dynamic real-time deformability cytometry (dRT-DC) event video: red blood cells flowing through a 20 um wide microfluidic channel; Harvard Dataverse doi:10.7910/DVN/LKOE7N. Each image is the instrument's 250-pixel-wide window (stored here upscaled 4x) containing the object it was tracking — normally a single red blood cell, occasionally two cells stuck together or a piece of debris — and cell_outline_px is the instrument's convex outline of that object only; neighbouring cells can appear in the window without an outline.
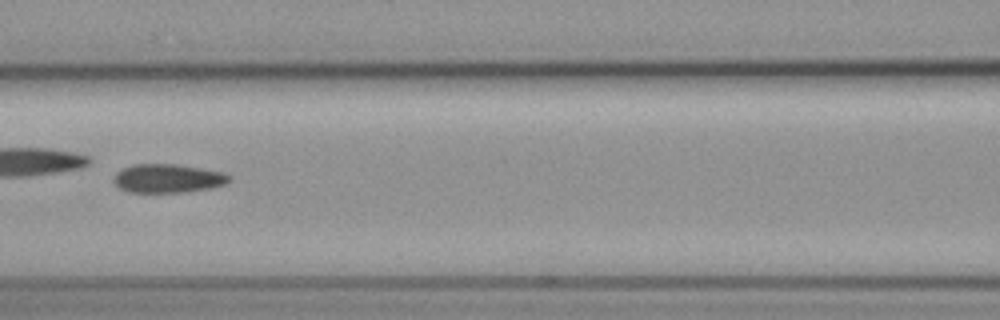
{"species": "common noctule bat (a hibernating species)", "species_latin": "Nyctalus noctula", "temperature_condition": "cold", "stored_images_in_passage": 56, "camera_frame_rate_fps": 3000, "um_per_image_px": 0.085, "animal": {"sex": "female", "body_mass_g": 19.3, "forearm_length_mm": 54.1}, "frame": {"image": 1, "passage_image": 25, "time_ms": 8.0, "image_size_px": [1000, 320], "cell_outline_px": [[232, 176], [224, 184], [208, 188], [184, 192], [128, 192], [120, 188], [112, 180], [116, 172], [132, 164], [176, 164], [224, 172]], "centroid_in_image_um": [14.23, 15.15], "position_along_channel_um": 152.4, "area_um2": 19.19}, "authors_computed_cell_mechanics": {"area_um2": 19.4786, "velocity_mm_per_s": 3.597, "shape_relaxation_time_tau1_ms": null, "shape_relaxation_time_tau2_ms": 8.6857, "deformation_change_tau1": null, "deformation_change_tau2": 0.1252}}